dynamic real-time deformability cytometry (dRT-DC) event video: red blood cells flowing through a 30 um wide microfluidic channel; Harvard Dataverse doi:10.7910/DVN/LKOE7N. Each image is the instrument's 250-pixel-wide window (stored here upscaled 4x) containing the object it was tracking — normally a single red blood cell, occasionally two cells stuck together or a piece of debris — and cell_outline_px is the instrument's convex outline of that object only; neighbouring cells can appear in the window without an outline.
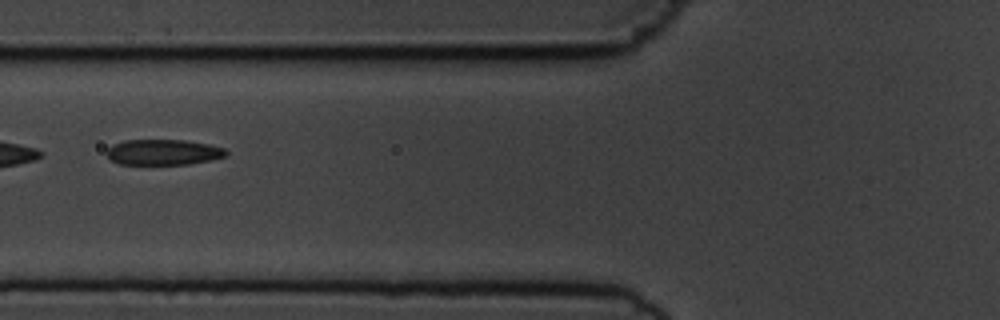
{"species": "common noctule bat (a hibernating species)", "species_latin": "Nyctalus noctula", "temperature_condition": "cold", "stored_images_in_passage": 9, "camera_frame_rate_fps": 3000, "um_per_image_px": 0.085, "animal": {"sex": "male", "body_mass_g": 19.5, "forearm_length_mm": 54.6}, "frame": {"image": 1, "passage_image": 7, "time_ms": 7.0, "image_size_px": [1000, 320], "cell_outline_px": [[228, 156], [212, 160], [188, 164], [120, 164], [112, 160], [104, 152], [112, 144], [124, 140], [184, 140], [208, 144], [224, 148], [228, 152]], "centroid_in_image_um": [13.89, 12.93], "position_along_channel_um": 111.9, "area_um2": 17.92}}
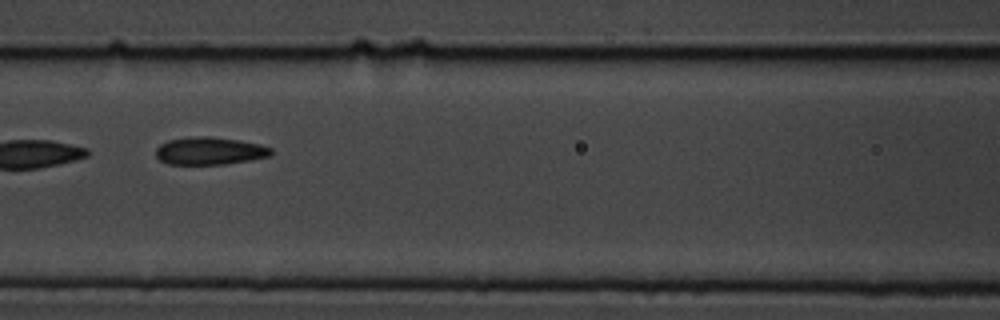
{"frame": {"image": 2, "passage_image": 8, "time_ms": 8.0, "image_size_px": [1000, 320], "cell_outline_px": [[272, 152], [268, 156], [252, 160], [228, 164], [168, 164], [160, 160], [156, 156], [156, 148], [160, 144], [168, 140], [196, 136], [208, 136], [240, 140], [260, 144], [272, 148]], "centroid_in_image_um": [17.83, 12.83], "position_along_channel_um": 148.8, "area_um2": 18.61}}